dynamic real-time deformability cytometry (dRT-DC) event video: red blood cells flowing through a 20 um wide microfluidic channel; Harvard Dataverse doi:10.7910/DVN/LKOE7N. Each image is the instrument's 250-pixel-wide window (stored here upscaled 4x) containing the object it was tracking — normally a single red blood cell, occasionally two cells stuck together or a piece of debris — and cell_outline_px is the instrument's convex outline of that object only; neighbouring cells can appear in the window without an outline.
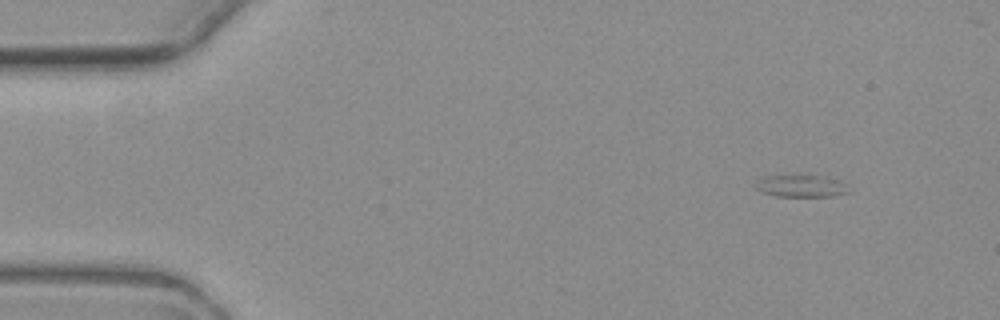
{"species": "common noctule bat (a hibernating species)", "species_latin": "Nyctalus noctula", "temperature_condition": "warm", "stored_images_in_passage": 4, "segment_of_instrument_passage": [1, 2], "camera_frame_rate_fps": 3000, "um_per_image_px": 0.085, "animal": {"sex": "female", "body_mass_g": 19.3, "forearm_length_mm": 54.1}, "frame": {"image": 1, "passage_image": 1, "time_ms": 0.0, "image_size_px": [1000, 320], "cell_outline_px": [[848, 192], [832, 196], [776, 196], [760, 192], [756, 188], [756, 180], [768, 176], [800, 172], [840, 180]], "centroid_in_image_um": [68.0, 15.76], "position_along_channel_um": 17.0, "area_um2": 12.37}}